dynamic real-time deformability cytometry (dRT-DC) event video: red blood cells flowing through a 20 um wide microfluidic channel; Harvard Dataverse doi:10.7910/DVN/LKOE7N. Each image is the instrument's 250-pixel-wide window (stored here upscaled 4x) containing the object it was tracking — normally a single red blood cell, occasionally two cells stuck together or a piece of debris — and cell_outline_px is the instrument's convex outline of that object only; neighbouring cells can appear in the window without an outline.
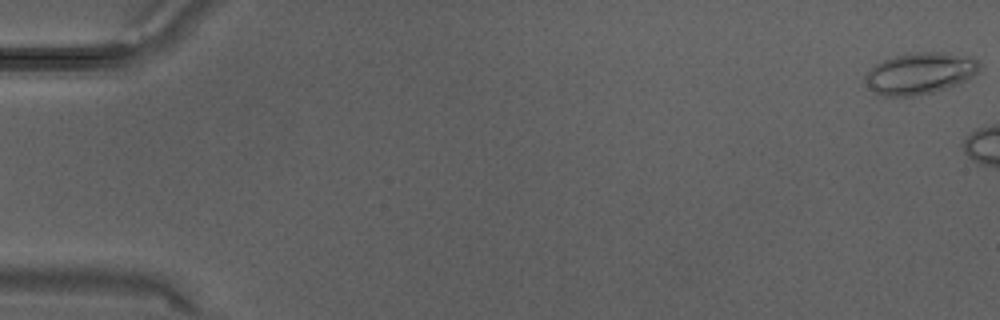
{"species": "Egyptian fruit bat (a non-hibernating species)", "species_latin": "Rousettus aegyptiacus", "temperature_condition": "warm", "stored_images_in_passage": 4, "camera_frame_rate_fps": 3000, "um_per_image_px": 0.085, "animal": {"sex": "male"}, "frame": {"image": 1, "passage_image": 1, "time_ms": 0.0, "image_size_px": [1000, 320], "cell_outline_px": [[980, 68], [972, 76], [964, 80], [944, 88], [932, 92], [912, 96], [884, 96], [872, 92], [864, 80], [864, 76], [868, 68], [884, 60], [896, 56], [916, 52], [940, 52], [972, 56], [980, 64]], "centroid_in_image_um": [78.14, 6.22], "position_along_channel_um": 6.9, "area_um2": 27.46}}